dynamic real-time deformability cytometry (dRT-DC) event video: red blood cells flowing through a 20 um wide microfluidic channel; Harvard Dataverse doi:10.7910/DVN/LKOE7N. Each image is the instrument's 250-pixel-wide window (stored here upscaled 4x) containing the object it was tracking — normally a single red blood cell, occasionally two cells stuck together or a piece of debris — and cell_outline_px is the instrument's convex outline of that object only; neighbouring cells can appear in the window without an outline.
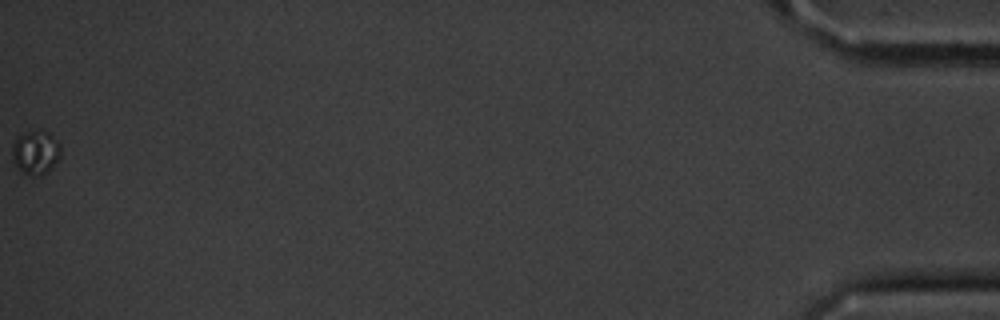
{"species": "common noctule bat (a hibernating species)", "species_latin": "Nyctalus noctula", "temperature_condition": "cold", "stored_images_in_passage": 40, "camera_frame_rate_fps": 3000, "um_per_image_px": 0.085, "animal": {"sex": "male", "body_mass_g": 20.1, "forearm_length_mm": 53.5}, "frame": {"image": 1, "passage_image": 40, "time_ms": 13.0, "image_size_px": [1000, 320], "cell_outline_px": [[60, 156], [40, 176], [28, 176], [12, 160], [12, 144], [24, 132], [36, 128], [48, 132], [60, 144]], "centroid_in_image_um": [3.01, 12.9], "position_along_channel_um": 432.2, "area_um2": 12.2}}